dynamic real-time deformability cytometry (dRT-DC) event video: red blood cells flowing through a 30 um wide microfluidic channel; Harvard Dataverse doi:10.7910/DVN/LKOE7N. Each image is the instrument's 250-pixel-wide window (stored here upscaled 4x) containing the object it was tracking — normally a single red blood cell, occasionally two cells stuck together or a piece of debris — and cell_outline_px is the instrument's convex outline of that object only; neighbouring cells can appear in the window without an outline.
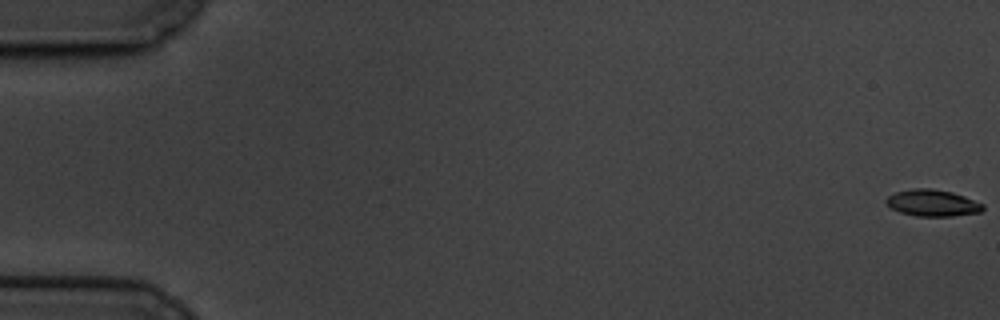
{"species": "common noctule bat (a hibernating species)", "species_latin": "Nyctalus noctula", "temperature_condition": "cold", "stored_images_in_passage": 62, "camera_frame_rate_fps": 3000, "um_per_image_px": 0.085, "animal": {"sex": "male", "body_mass_g": 19.5, "forearm_length_mm": 54.6}, "frame": {"image": 1, "passage_image": 1, "time_ms": 0.0, "image_size_px": [1000, 320], "cell_outline_px": [[984, 208], [980, 212], [952, 216], [916, 216], [900, 212], [892, 208], [884, 200], [888, 196], [896, 192], [912, 188], [932, 188], [952, 192], [964, 196], [984, 204]], "centroid_in_image_um": [79.26, 17.24], "position_along_channel_um": 5.7, "area_um2": 14.97}}
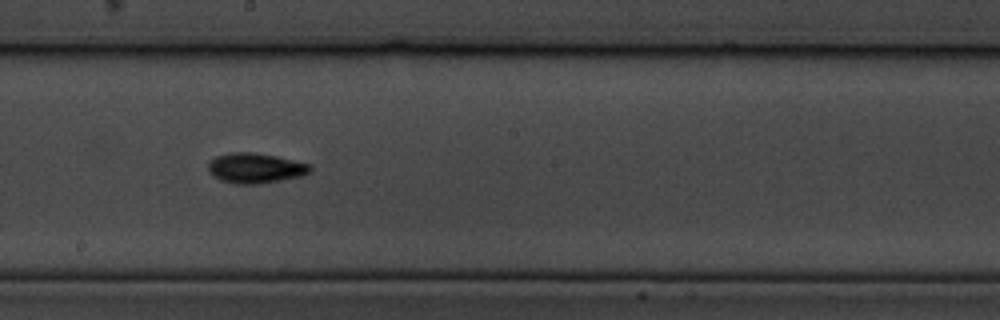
{"frame": {"image": 2, "passage_image": 35, "time_ms": 11.333, "image_size_px": [1000, 320], "cell_outline_px": [[312, 172], [304, 176], [260, 184], [236, 184], [220, 180], [212, 176], [208, 172], [208, 164], [216, 156], [228, 152], [252, 152], [276, 156], [312, 164]], "centroid_in_image_um": [21.74, 14.29], "position_along_channel_um": 226.5, "area_um2": 18.26}}
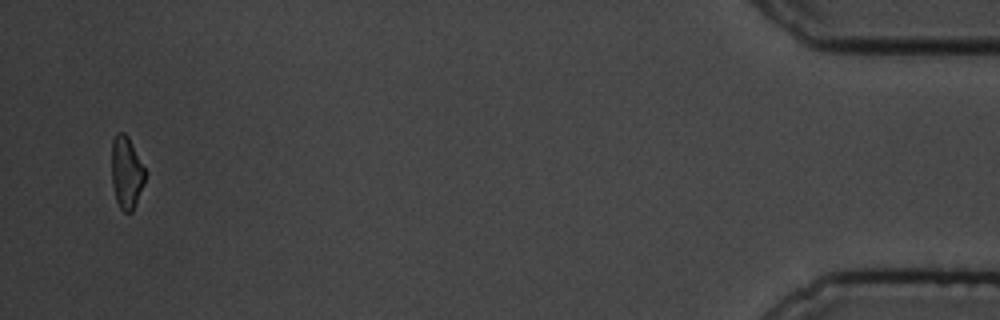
{"frame": {"image": 3, "passage_image": 60, "time_ms": 19.667, "image_size_px": [1000, 320], "cell_outline_px": [[144, 184], [136, 204], [132, 212], [124, 212], [120, 208], [116, 200], [112, 184], [112, 140], [116, 132], [124, 132], [128, 136], [144, 168]], "centroid_in_image_um": [10.73, 14.67], "position_along_channel_um": 424.5, "area_um2": 13.99}, "authors_computed_cell_mechanics": {"area_um2": 15.3459, "velocity_mm_per_s": 3.3389, "shape_relaxation_time_tau1_ms": 3.2751, "shape_relaxation_time_tau2_ms": null, "deformation_change_tau1": 0.1215, "deformation_change_tau2": null}}